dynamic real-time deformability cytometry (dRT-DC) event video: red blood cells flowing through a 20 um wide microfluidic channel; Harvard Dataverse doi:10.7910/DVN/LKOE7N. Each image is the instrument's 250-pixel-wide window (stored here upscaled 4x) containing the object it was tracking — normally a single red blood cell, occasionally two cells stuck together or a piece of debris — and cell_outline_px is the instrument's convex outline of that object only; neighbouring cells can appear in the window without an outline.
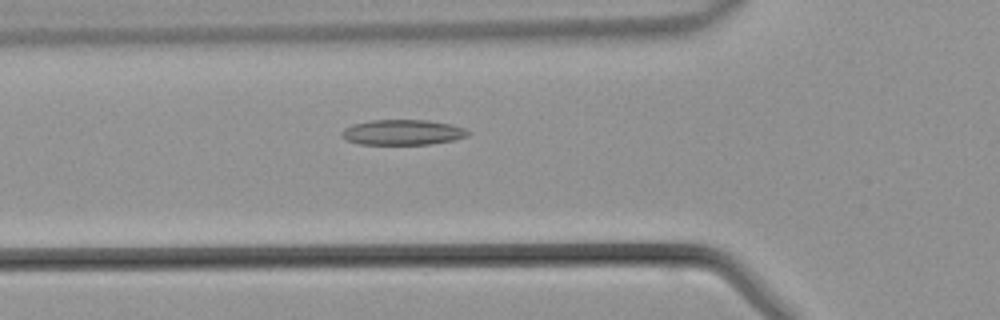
{"species": "common noctule bat (a hibernating species)", "species_latin": "Nyctalus noctula", "temperature_condition": "warm", "stored_images_in_passage": 43, "camera_frame_rate_fps": 3000, "um_per_image_px": 0.085, "animal": {"sex": "male", "body_mass_g": 21.5, "forearm_length_mm": 52.0}, "frame": {"image": 1, "passage_image": 14, "time_ms": 4.333, "image_size_px": [1000, 320], "cell_outline_px": [[472, 132], [468, 136], [452, 140], [428, 144], [360, 144], [348, 140], [340, 136], [340, 132], [344, 128], [352, 124], [372, 120], [428, 120], [452, 124], [464, 128]], "centroid_in_image_um": [34.22, 11.24], "position_along_channel_um": 91.6, "area_um2": 18.67}}
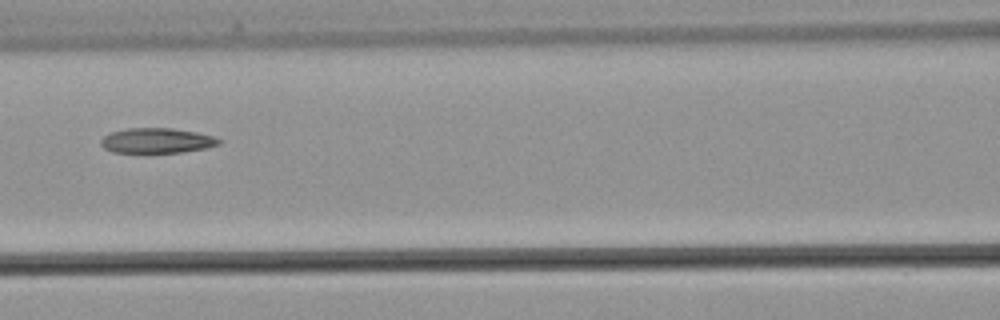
{"frame": {"image": 2, "passage_image": 18, "time_ms": 5.667, "image_size_px": [1000, 320], "cell_outline_px": [[220, 144], [208, 148], [180, 152], [112, 152], [104, 148], [100, 144], [100, 140], [104, 136], [112, 132], [128, 128], [172, 128], [196, 132], [212, 136], [220, 140]], "centroid_in_image_um": [13.32, 11.95], "position_along_channel_um": 153.3, "area_um2": 17.11}}
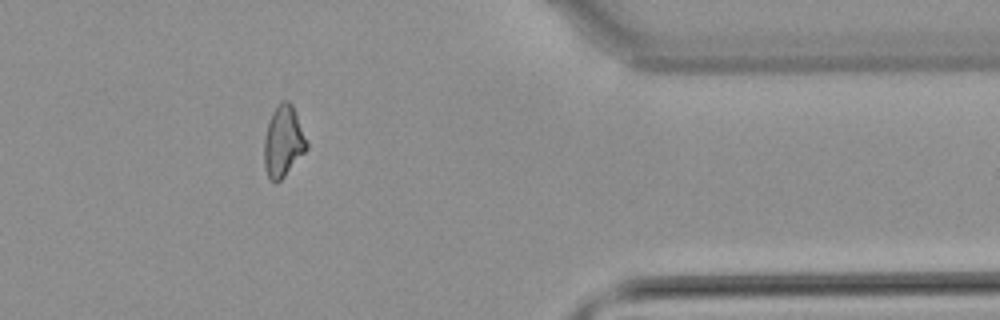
{"frame": {"image": 3, "passage_image": 35, "time_ms": 11.333, "image_size_px": [1000, 320], "cell_outline_px": [[308, 148], [284, 176], [276, 184], [268, 176], [264, 168], [264, 140], [268, 124], [272, 112], [280, 100], [288, 100], [292, 104], [308, 140]], "centroid_in_image_um": [24.09, 12.0], "position_along_channel_um": 387.3, "area_um2": 17.69}}